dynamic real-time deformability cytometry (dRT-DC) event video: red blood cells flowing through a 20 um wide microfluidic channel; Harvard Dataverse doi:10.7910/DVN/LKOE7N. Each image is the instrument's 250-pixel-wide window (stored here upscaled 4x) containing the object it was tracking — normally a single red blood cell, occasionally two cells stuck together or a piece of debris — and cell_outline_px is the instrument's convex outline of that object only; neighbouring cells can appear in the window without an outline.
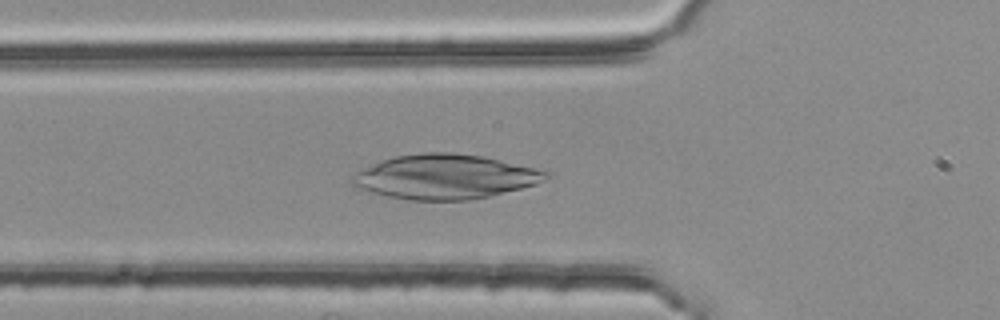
{"species": "common noctule bat (a hibernating species)", "species_latin": "Nyctalus noctula", "temperature_condition": "room temperature", "stored_images_in_passage": 26, "segment_of_instrument_passage": [1, 2], "camera_frame_rate_fps": 3000, "um_per_image_px": 0.085, "animal": {"sex": "female", "body_mass_g": 25.1}, "frame": {"image": 1, "passage_image": 7, "time_ms": 2.0, "image_size_px": [1000, 320], "cell_outline_px": [[548, 176], [544, 180], [536, 184], [488, 196], [468, 200], [408, 200], [388, 196], [372, 192], [360, 188], [352, 184], [348, 180], [356, 172], [364, 168], [392, 156], [424, 152], [452, 152], [480, 156], [548, 168]], "centroid_in_image_um": [37.88, 15.0], "position_along_channel_um": 87.9, "area_um2": 50.52}}